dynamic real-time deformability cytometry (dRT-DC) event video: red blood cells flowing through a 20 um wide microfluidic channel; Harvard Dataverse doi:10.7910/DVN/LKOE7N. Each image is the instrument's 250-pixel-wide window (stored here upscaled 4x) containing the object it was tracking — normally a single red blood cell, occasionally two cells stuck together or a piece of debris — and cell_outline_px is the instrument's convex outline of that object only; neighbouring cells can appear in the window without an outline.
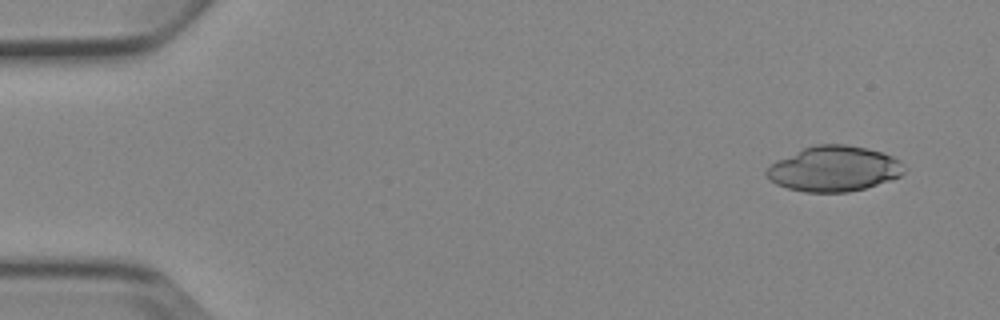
{"species": "Egyptian fruit bat (a non-hibernating species)", "species_latin": "Rousettus aegyptiacus", "temperature_condition": "cold", "stored_images_in_passage": 4, "camera_frame_rate_fps": 3000, "um_per_image_px": 0.085, "animal": {"sex": "female"}, "frame": {"image": 1, "passage_image": 1, "time_ms": 0.0, "image_size_px": [1000, 320], "cell_outline_px": [[908, 168], [900, 176], [892, 180], [864, 188], [848, 192], [804, 192], [788, 188], [776, 184], [764, 172], [776, 160], [804, 148], [816, 144], [844, 144], [884, 152], [900, 160]], "centroid_in_image_um": [70.94, 14.34], "position_along_channel_um": 14.1, "area_um2": 36.36}}